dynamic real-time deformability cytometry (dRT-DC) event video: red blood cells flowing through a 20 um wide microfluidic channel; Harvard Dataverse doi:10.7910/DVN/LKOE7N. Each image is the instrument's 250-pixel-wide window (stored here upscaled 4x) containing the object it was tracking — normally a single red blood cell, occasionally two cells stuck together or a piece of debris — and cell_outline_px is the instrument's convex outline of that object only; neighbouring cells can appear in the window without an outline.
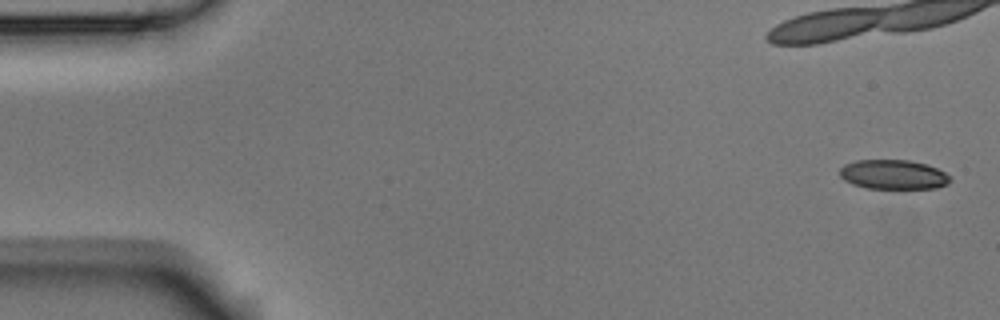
{"species": "Egyptian fruit bat (a non-hibernating species)", "species_latin": "Rousettus aegyptiacus", "temperature_condition": "room temperature", "stored_images_in_passage": 9, "camera_frame_rate_fps": 3000, "um_per_image_px": 0.085, "animal": {"sex": "male"}, "frame": {"image": 1, "passage_image": 1, "time_ms": 0.0, "image_size_px": [1000, 320], "cell_outline_px": [[952, 180], [948, 184], [936, 188], [868, 188], [852, 184], [844, 180], [840, 176], [840, 168], [844, 164], [856, 160], [908, 160], [924, 164], [936, 168], [944, 172]], "centroid_in_image_um": [75.91, 14.83], "position_along_channel_um": 9.1, "area_um2": 18.84}}
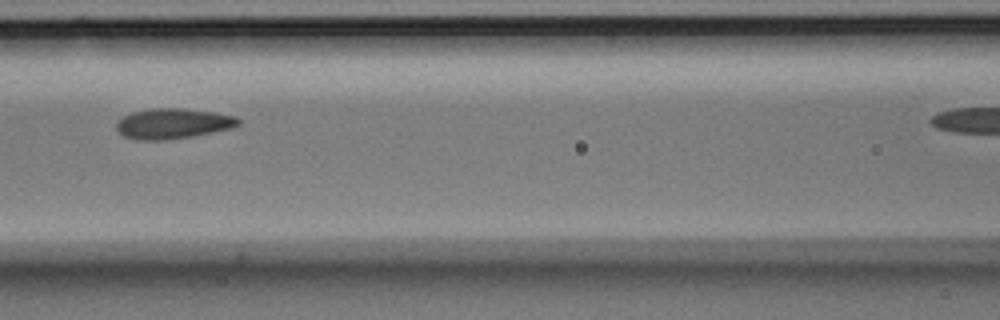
{"frame": {"image": 2, "passage_image": 8, "time_ms": 2.333, "image_size_px": [1000, 320], "cell_outline_px": [[240, 124], [232, 128], [192, 136], [164, 140], [136, 140], [124, 136], [116, 128], [116, 124], [124, 116], [132, 112], [152, 108], [180, 108], [216, 112], [236, 116], [240, 120]], "centroid_in_image_um": [14.72, 10.5], "position_along_channel_um": 151.9, "area_um2": 21.5}}